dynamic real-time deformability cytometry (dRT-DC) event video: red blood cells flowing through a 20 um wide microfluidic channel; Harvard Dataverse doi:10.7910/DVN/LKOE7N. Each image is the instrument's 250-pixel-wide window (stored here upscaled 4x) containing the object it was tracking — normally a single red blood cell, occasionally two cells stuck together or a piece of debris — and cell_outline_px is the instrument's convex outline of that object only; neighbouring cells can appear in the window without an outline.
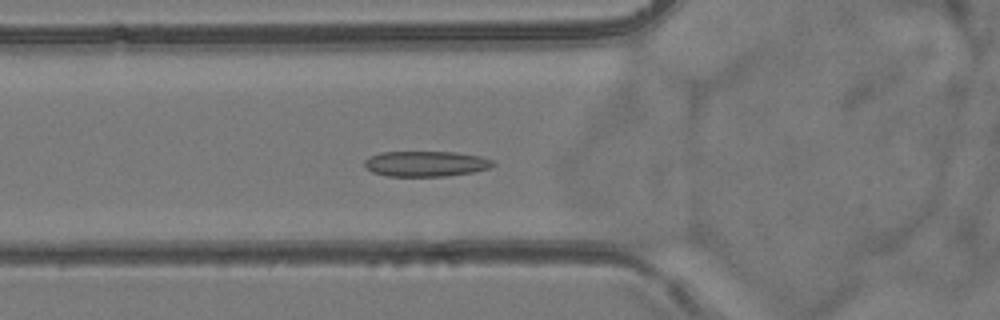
{"species": "common noctule bat (a hibernating species)", "species_latin": "Nyctalus noctula", "temperature_condition": "room temperature", "stored_images_in_passage": 55, "camera_frame_rate_fps": 3000, "um_per_image_px": 0.085, "animal": {"sex": "female", "body_mass_g": 24.6, "forearm_length_mm": 56.2}, "frame": {"image": 1, "passage_image": 20, "time_ms": 6.333, "image_size_px": [1000, 320], "cell_outline_px": [[496, 164], [488, 168], [472, 172], [448, 176], [388, 176], [372, 172], [364, 168], [364, 160], [368, 156], [380, 152], [456, 152], [480, 156], [492, 160]], "centroid_in_image_um": [36.15, 13.91], "position_along_channel_um": 89.7, "area_um2": 19.19}}
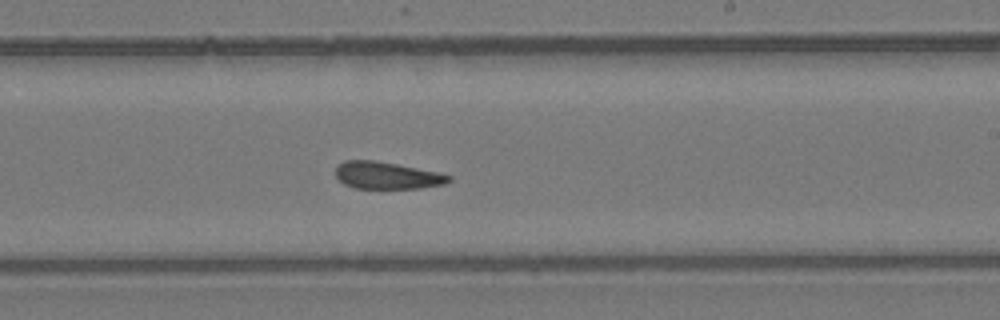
{"frame": {"image": 2, "passage_image": 33, "time_ms": 10.667, "image_size_px": [1000, 320], "cell_outline_px": [[452, 180], [444, 184], [420, 188], [352, 188], [344, 184], [336, 176], [336, 168], [344, 160], [372, 160], [396, 164], [440, 172], [452, 176]], "centroid_in_image_um": [32.91, 14.91], "position_along_channel_um": 256.1, "area_um2": 17.86}}
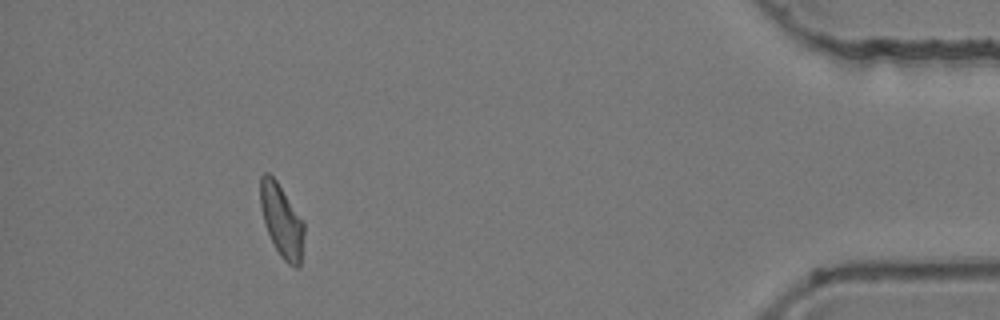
{"frame": {"image": 3, "passage_image": 50, "time_ms": 16.333, "image_size_px": [1000, 320], "cell_outline_px": [[304, 232], [300, 268], [296, 268], [288, 264], [280, 256], [264, 224], [260, 204], [260, 176], [264, 172], [268, 172], [276, 180], [304, 220]], "centroid_in_image_um": [23.95, 18.75], "position_along_channel_um": 411.3, "area_um2": 18.67}, "authors_computed_cell_mechanics": {"area_um2": 19.0162, "velocity_mm_per_s": 3.8359, "shape_relaxation_time_tau1_ms": null, "shape_relaxation_time_tau2_ms": 2.8845, "deformation_change_tau1": null, "deformation_change_tau2": 0.088}}